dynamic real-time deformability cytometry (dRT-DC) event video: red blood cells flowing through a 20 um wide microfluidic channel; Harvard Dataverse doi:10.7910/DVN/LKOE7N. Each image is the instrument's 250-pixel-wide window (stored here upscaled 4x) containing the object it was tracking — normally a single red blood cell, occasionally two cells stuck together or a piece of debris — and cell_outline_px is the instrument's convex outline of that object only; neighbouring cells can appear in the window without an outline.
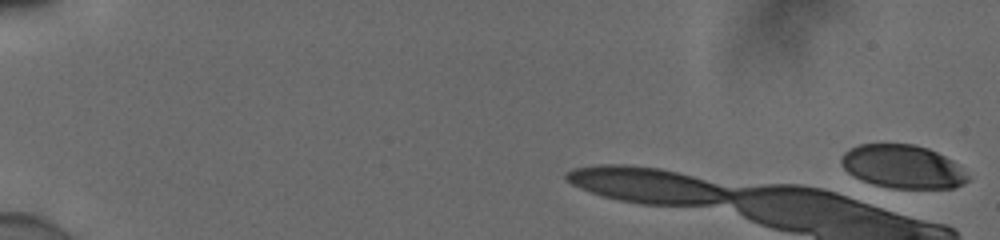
{"species": "human", "species_latin": "Homo sapiens", "temperature_condition": "cold", "stored_images_in_passage": 9, "camera_frame_rate_fps": 3000, "um_per_image_px": 0.085, "donor": {"sex": "male"}, "frame": {"image": 1, "passage_image": 1, "time_ms": 0.0, "image_size_px": [1000, 240], "cell_outline_px": [[968, 180], [964, 184], [952, 188], [892, 188], [876, 184], [864, 180], [848, 172], [840, 164], [840, 160], [844, 152], [860, 144], [916, 144], [928, 148], [952, 160], [968, 176]], "centroid_in_image_um": [76.73, 14.15], "position_along_channel_um": 8.3, "area_um2": 31.56}}